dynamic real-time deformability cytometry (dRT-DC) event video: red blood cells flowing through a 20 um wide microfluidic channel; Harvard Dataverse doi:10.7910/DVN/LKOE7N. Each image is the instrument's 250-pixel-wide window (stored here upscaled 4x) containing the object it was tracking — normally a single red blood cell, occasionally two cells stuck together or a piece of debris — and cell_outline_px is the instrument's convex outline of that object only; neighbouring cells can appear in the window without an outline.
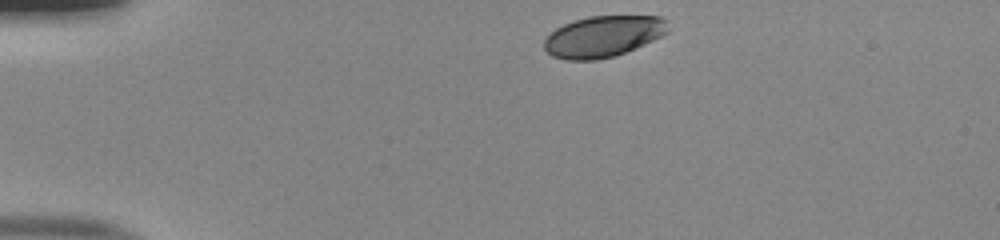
{"species": "human", "species_latin": "Homo sapiens", "temperature_condition": "room temperature", "stored_images_in_passage": 35, "camera_frame_rate_fps": 3000, "um_per_image_px": 0.085, "donor": {"sex": "male"}, "frame": {"image": 1, "passage_image": 1, "time_ms": 0.0, "image_size_px": [1000, 240], "cell_outline_px": [[668, 32], [644, 44], [624, 52], [612, 56], [596, 60], [568, 60], [552, 56], [544, 48], [544, 40], [556, 28], [564, 24], [588, 16], [660, 16], [668, 20]], "centroid_in_image_um": [51.27, 3.08], "position_along_channel_um": 33.7, "area_um2": 29.48}}
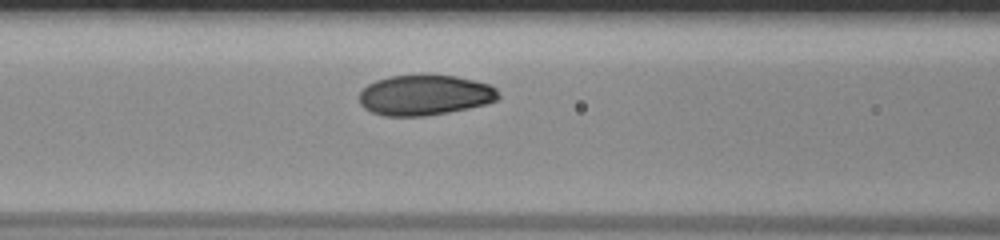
{"frame": {"image": 2, "passage_image": 13, "time_ms": 4.0, "image_size_px": [1000, 240], "cell_outline_px": [[500, 96], [496, 100], [488, 104], [448, 112], [424, 116], [384, 116], [372, 112], [364, 108], [360, 104], [360, 92], [368, 84], [376, 80], [388, 76], [456, 76], [488, 84], [496, 88]], "centroid_in_image_um": [36.1, 8.1], "position_along_channel_um": 130.5, "area_um2": 32.48}}
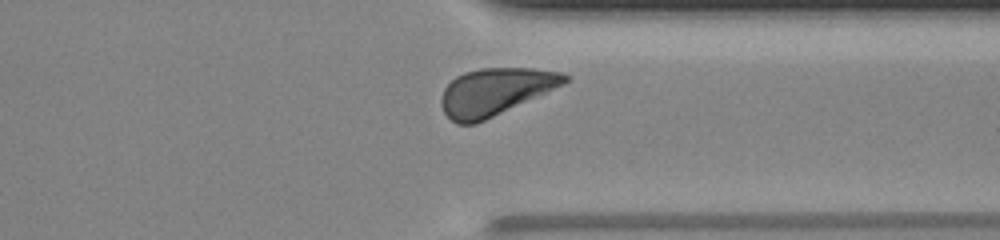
{"frame": {"image": 3, "passage_image": 31, "time_ms": 10.0, "image_size_px": [1000, 240], "cell_outline_px": [[568, 80], [564, 84], [476, 124], [456, 124], [444, 112], [440, 104], [440, 100], [444, 88], [456, 76], [464, 72], [480, 68], [532, 68], [564, 72], [568, 76]], "centroid_in_image_um": [42.07, 7.78], "position_along_channel_um": 369.3, "area_um2": 33.7}, "authors_computed_cell_mechanics": {"area_um2": 32.946, "velocity_mm_per_s": 3.982, "shape_relaxation_time_tau1_ms": 3.5871, "shape_relaxation_time_tau2_ms": null, "deformation_change_tau1": 0.1262, "deformation_change_tau2": null}}